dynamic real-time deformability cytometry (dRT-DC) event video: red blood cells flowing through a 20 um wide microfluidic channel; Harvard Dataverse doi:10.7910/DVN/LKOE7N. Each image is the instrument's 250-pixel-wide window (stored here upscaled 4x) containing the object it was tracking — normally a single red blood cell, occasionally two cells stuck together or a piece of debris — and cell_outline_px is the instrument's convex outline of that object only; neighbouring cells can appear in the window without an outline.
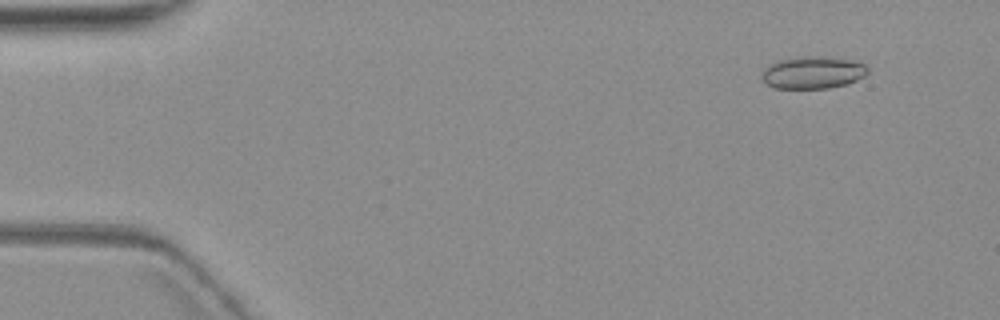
{"species": "common noctule bat (a hibernating species)", "species_latin": "Nyctalus noctula", "temperature_condition": "warm", "stored_images_in_passage": 3, "camera_frame_rate_fps": 3000, "um_per_image_px": 0.085, "animal": {"sex": "female", "body_mass_g": 19.3, "forearm_length_mm": 54.1}, "frame": {"image": 1, "passage_image": 1, "time_ms": 0.0, "image_size_px": [1000, 320], "cell_outline_px": [[868, 72], [864, 76], [848, 84], [828, 88], [776, 88], [764, 84], [760, 76], [764, 68], [780, 60], [804, 56], [848, 60], [864, 64], [868, 68]], "centroid_in_image_um": [69.05, 6.19], "position_along_channel_um": 16.0, "area_um2": 19.59}}